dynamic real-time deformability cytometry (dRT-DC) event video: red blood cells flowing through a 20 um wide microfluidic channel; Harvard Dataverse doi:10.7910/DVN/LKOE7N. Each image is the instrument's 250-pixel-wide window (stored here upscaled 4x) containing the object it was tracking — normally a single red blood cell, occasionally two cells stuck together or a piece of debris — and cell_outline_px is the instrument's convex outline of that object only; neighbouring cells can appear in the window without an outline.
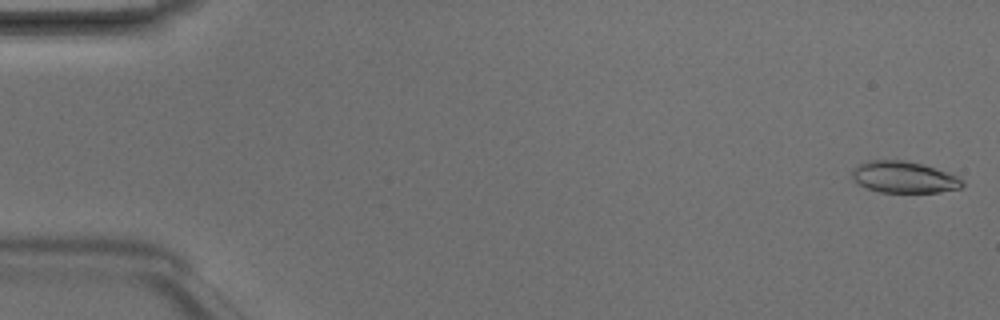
{"species": "Egyptian fruit bat (a non-hibernating species)", "species_latin": "Rousettus aegyptiacus", "temperature_condition": "room temperature", "stored_images_in_passage": 8, "camera_frame_rate_fps": 3000, "um_per_image_px": 0.085, "animal": {"sex": "male"}, "frame": {"image": 1, "passage_image": 1, "time_ms": 0.0, "image_size_px": [1000, 320], "cell_outline_px": [[964, 184], [960, 188], [940, 192], [880, 192], [864, 188], [856, 184], [852, 180], [852, 168], [868, 160], [904, 160], [920, 164], [956, 176], [964, 180]], "centroid_in_image_um": [76.76, 15.07], "position_along_channel_um": 8.2, "area_um2": 20.23}}
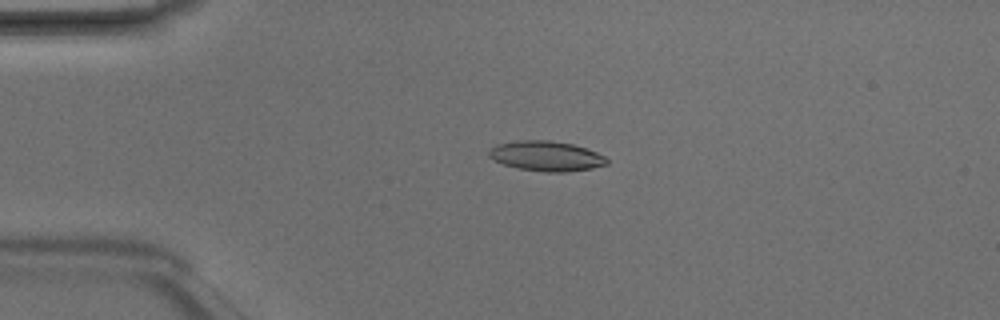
{"frame": {"image": 2, "passage_image": 4, "time_ms": 1.0, "image_size_px": [1000, 320], "cell_outline_px": [[608, 164], [592, 168], [568, 172], [544, 172], [520, 168], [504, 164], [488, 156], [488, 148], [496, 144], [516, 140], [548, 140], [572, 144], [596, 152], [604, 156], [608, 160]], "centroid_in_image_um": [46.41, 13.26], "position_along_channel_um": 38.6, "area_um2": 20.58}}